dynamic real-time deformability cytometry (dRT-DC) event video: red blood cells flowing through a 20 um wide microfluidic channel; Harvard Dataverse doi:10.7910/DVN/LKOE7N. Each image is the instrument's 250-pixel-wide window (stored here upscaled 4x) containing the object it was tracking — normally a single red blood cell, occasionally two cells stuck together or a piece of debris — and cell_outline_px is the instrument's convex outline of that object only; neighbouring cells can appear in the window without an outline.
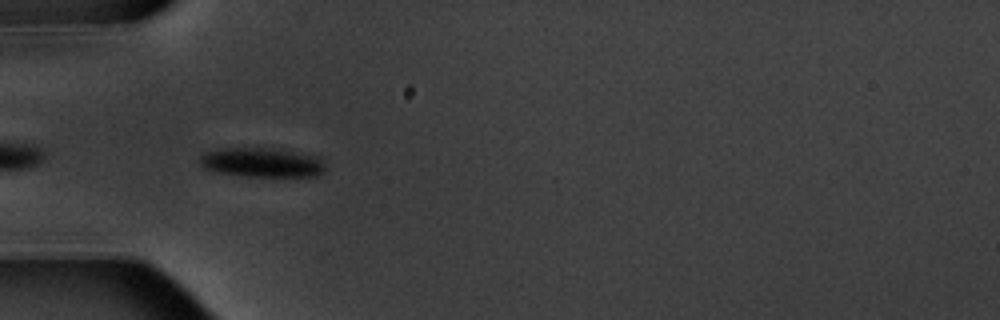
{"species": "common noctule bat (a hibernating species)", "species_latin": "Nyctalus noctula", "temperature_condition": "warm", "stored_images_in_passage": 6, "camera_frame_rate_fps": 3000, "um_per_image_px": 0.085, "animal": {"sex": "male", "body_mass_g": 20.1, "forearm_length_mm": 53.5}, "frame": {"image": 1, "passage_image": 5, "time_ms": 4.667, "image_size_px": [1000, 320], "cell_outline_px": [[324, 168], [316, 176], [244, 176], [212, 172], [204, 168], [200, 164], [200, 156], [204, 152], [216, 148], [280, 148], [320, 156], [324, 164]], "centroid_in_image_um": [22.22, 13.79], "position_along_channel_um": 62.8, "area_um2": 21.91}}
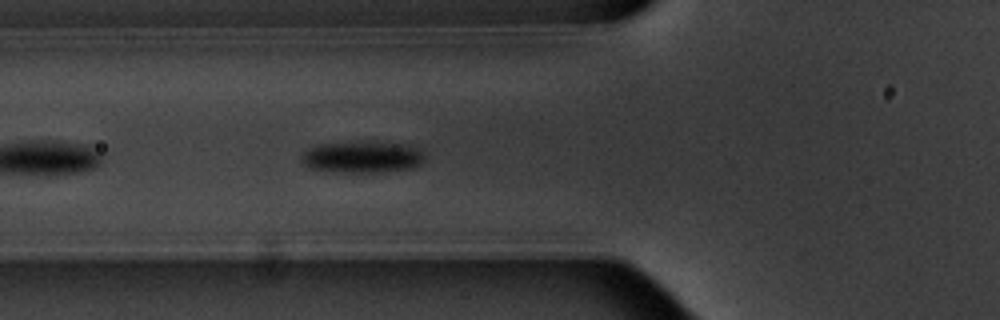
{"frame": {"image": 2, "passage_image": 6, "time_ms": 5.667, "image_size_px": [1000, 320], "cell_outline_px": [[424, 160], [416, 168], [380, 172], [344, 172], [308, 168], [300, 160], [300, 156], [308, 148], [320, 144], [392, 144], [412, 148], [420, 152], [424, 156]], "centroid_in_image_um": [30.72, 13.41], "position_along_channel_um": 95.1, "area_um2": 21.56}}